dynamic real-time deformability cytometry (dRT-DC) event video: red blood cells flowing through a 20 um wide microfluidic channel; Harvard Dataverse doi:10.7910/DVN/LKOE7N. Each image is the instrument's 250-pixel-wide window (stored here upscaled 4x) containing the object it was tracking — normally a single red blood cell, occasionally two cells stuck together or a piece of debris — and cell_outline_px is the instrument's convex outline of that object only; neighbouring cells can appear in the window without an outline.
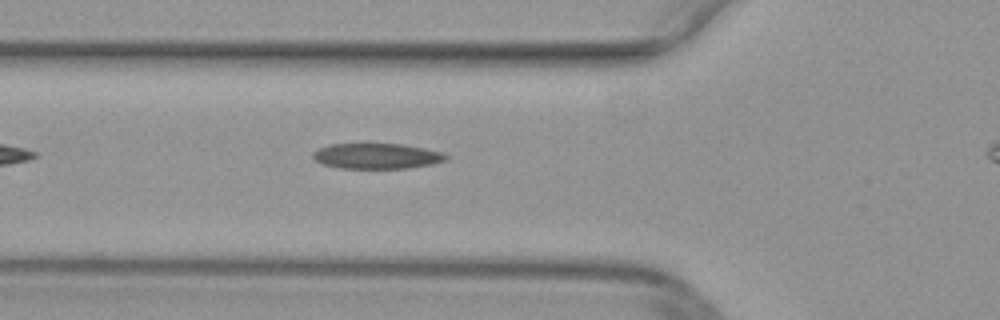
{"species": "common noctule bat (a hibernating species)", "species_latin": "Nyctalus noctula", "temperature_condition": "warm", "stored_images_in_passage": 29, "camera_frame_rate_fps": 3000, "um_per_image_px": 0.085, "animal": {"sex": "female", "body_mass_g": 29.2, "forearm_length_mm": 56.3}, "frame": {"image": 1, "passage_image": 3, "time_ms": 0.667, "image_size_px": [1000, 320], "cell_outline_px": [[448, 160], [432, 164], [408, 168], [340, 168], [320, 164], [312, 156], [312, 152], [328, 144], [400, 144], [424, 148], [440, 152], [448, 156]], "centroid_in_image_um": [32.0, 13.27], "position_along_channel_um": 93.8, "area_um2": 19.71}}
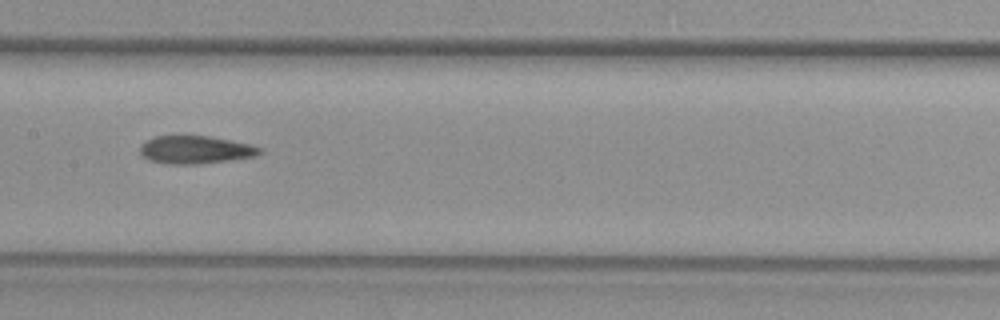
{"frame": {"image": 2, "passage_image": 10, "time_ms": 3.0, "image_size_px": [1000, 320], "cell_outline_px": [[264, 152], [256, 156], [228, 160], [196, 164], [164, 164], [148, 160], [140, 152], [140, 144], [156, 136], [208, 136], [248, 144], [260, 148]], "centroid_in_image_um": [16.58, 12.74], "position_along_channel_um": 190.8, "area_um2": 19.25}}
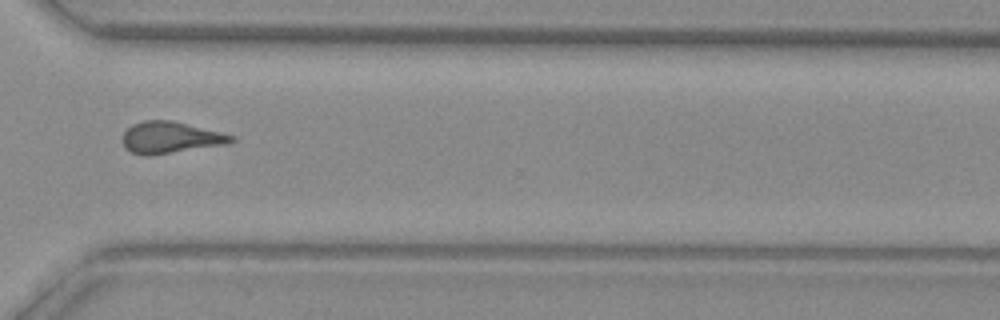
{"frame": {"image": 3, "passage_image": 22, "time_ms": 7.0, "image_size_px": [1000, 320], "cell_outline_px": [[236, 140], [232, 144], [152, 156], [144, 156], [132, 152], [124, 148], [124, 132], [132, 124], [144, 120], [172, 120], [236, 136]], "centroid_in_image_um": [14.55, 11.71], "position_along_channel_um": 356.1, "area_um2": 20.4}}